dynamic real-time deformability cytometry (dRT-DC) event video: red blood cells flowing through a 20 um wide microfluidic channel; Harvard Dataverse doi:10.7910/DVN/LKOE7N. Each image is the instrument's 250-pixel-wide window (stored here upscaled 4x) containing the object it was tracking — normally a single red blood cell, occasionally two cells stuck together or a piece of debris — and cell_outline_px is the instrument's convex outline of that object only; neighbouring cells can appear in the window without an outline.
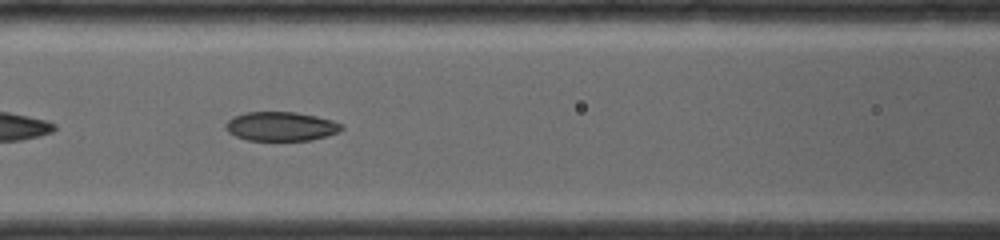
{"species": "common noctule bat (a hibernating species)", "species_latin": "Nyctalus noctula", "temperature_condition": "room temperature", "stored_images_in_passage": 21, "camera_frame_rate_fps": 4000, "um_per_image_px": 0.085, "animal": {"sex": "female", "body_mass_g": 19.0, "forearm_length_mm": 56.7}, "frame": {"image": 1, "passage_image": 12, "time_ms": 2.75, "image_size_px": [1000, 240], "cell_outline_px": [[344, 128], [336, 132], [312, 140], [248, 140], [236, 136], [228, 132], [224, 128], [224, 124], [232, 116], [244, 112], [296, 112], [316, 116], [332, 120], [344, 124]], "centroid_in_image_um": [23.84, 10.73], "position_along_channel_um": 142.8, "area_um2": 19.71}}